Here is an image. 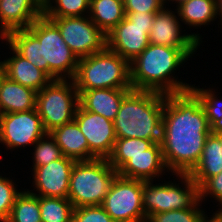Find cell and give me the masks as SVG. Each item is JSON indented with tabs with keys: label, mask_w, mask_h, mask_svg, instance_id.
Here are the masks:
<instances>
[{
	"label": "cell",
	"mask_w": 222,
	"mask_h": 222,
	"mask_svg": "<svg viewBox=\"0 0 222 222\" xmlns=\"http://www.w3.org/2000/svg\"><path fill=\"white\" fill-rule=\"evenodd\" d=\"M211 132L201 102L191 90L166 95L160 144L172 174H189L194 169Z\"/></svg>",
	"instance_id": "6da1fadb"
},
{
	"label": "cell",
	"mask_w": 222,
	"mask_h": 222,
	"mask_svg": "<svg viewBox=\"0 0 222 222\" xmlns=\"http://www.w3.org/2000/svg\"><path fill=\"white\" fill-rule=\"evenodd\" d=\"M197 50L198 48H174L149 44L130 62L132 89L166 95L190 90L192 87L190 83L181 78L178 80V75L175 77L174 75L187 60H190L189 58H193Z\"/></svg>",
	"instance_id": "7a4b0ae2"
},
{
	"label": "cell",
	"mask_w": 222,
	"mask_h": 222,
	"mask_svg": "<svg viewBox=\"0 0 222 222\" xmlns=\"http://www.w3.org/2000/svg\"><path fill=\"white\" fill-rule=\"evenodd\" d=\"M166 94L130 90L122 99L114 122L117 138L161 141L162 117Z\"/></svg>",
	"instance_id": "3957f363"
},
{
	"label": "cell",
	"mask_w": 222,
	"mask_h": 222,
	"mask_svg": "<svg viewBox=\"0 0 222 222\" xmlns=\"http://www.w3.org/2000/svg\"><path fill=\"white\" fill-rule=\"evenodd\" d=\"M73 80L79 94L99 88L132 89L130 62L106 47L80 58Z\"/></svg>",
	"instance_id": "277c9868"
},
{
	"label": "cell",
	"mask_w": 222,
	"mask_h": 222,
	"mask_svg": "<svg viewBox=\"0 0 222 222\" xmlns=\"http://www.w3.org/2000/svg\"><path fill=\"white\" fill-rule=\"evenodd\" d=\"M117 175L107 159L76 161L70 174L68 199L74 208L101 205Z\"/></svg>",
	"instance_id": "5b68a950"
},
{
	"label": "cell",
	"mask_w": 222,
	"mask_h": 222,
	"mask_svg": "<svg viewBox=\"0 0 222 222\" xmlns=\"http://www.w3.org/2000/svg\"><path fill=\"white\" fill-rule=\"evenodd\" d=\"M27 29L40 42L41 70L52 80H73L79 59L63 40L57 25L43 14Z\"/></svg>",
	"instance_id": "8992f818"
},
{
	"label": "cell",
	"mask_w": 222,
	"mask_h": 222,
	"mask_svg": "<svg viewBox=\"0 0 222 222\" xmlns=\"http://www.w3.org/2000/svg\"><path fill=\"white\" fill-rule=\"evenodd\" d=\"M170 175L176 176L179 183L175 180H164V183H155L154 180L143 181V209L147 219L155 213L203 207L199 186L189 174Z\"/></svg>",
	"instance_id": "52a82bcc"
},
{
	"label": "cell",
	"mask_w": 222,
	"mask_h": 222,
	"mask_svg": "<svg viewBox=\"0 0 222 222\" xmlns=\"http://www.w3.org/2000/svg\"><path fill=\"white\" fill-rule=\"evenodd\" d=\"M79 93L74 80H51L36 94V109L47 133L74 121Z\"/></svg>",
	"instance_id": "ba28073f"
},
{
	"label": "cell",
	"mask_w": 222,
	"mask_h": 222,
	"mask_svg": "<svg viewBox=\"0 0 222 222\" xmlns=\"http://www.w3.org/2000/svg\"><path fill=\"white\" fill-rule=\"evenodd\" d=\"M156 13H125L107 37V48L131 62L150 44L149 32Z\"/></svg>",
	"instance_id": "9c48e42d"
},
{
	"label": "cell",
	"mask_w": 222,
	"mask_h": 222,
	"mask_svg": "<svg viewBox=\"0 0 222 222\" xmlns=\"http://www.w3.org/2000/svg\"><path fill=\"white\" fill-rule=\"evenodd\" d=\"M101 206L114 222H146L143 180L117 175Z\"/></svg>",
	"instance_id": "30bf717a"
},
{
	"label": "cell",
	"mask_w": 222,
	"mask_h": 222,
	"mask_svg": "<svg viewBox=\"0 0 222 222\" xmlns=\"http://www.w3.org/2000/svg\"><path fill=\"white\" fill-rule=\"evenodd\" d=\"M60 30L63 40L78 59L103 51L106 34L87 16L49 18Z\"/></svg>",
	"instance_id": "8fae6325"
},
{
	"label": "cell",
	"mask_w": 222,
	"mask_h": 222,
	"mask_svg": "<svg viewBox=\"0 0 222 222\" xmlns=\"http://www.w3.org/2000/svg\"><path fill=\"white\" fill-rule=\"evenodd\" d=\"M46 133L36 108L1 116L0 143L10 151L33 146Z\"/></svg>",
	"instance_id": "7c38bea8"
},
{
	"label": "cell",
	"mask_w": 222,
	"mask_h": 222,
	"mask_svg": "<svg viewBox=\"0 0 222 222\" xmlns=\"http://www.w3.org/2000/svg\"><path fill=\"white\" fill-rule=\"evenodd\" d=\"M74 121L87 139L89 156L92 159H107L116 141L114 122L102 115L84 110L78 106Z\"/></svg>",
	"instance_id": "4fadbf2b"
},
{
	"label": "cell",
	"mask_w": 222,
	"mask_h": 222,
	"mask_svg": "<svg viewBox=\"0 0 222 222\" xmlns=\"http://www.w3.org/2000/svg\"><path fill=\"white\" fill-rule=\"evenodd\" d=\"M168 6V7H167ZM176 13V14H175ZM177 9L169 8V4L155 14L151 30L149 32V43L154 45L171 46L174 48H200L203 42L202 35L197 33H185L182 31ZM182 32H184L182 34Z\"/></svg>",
	"instance_id": "5bb4252c"
},
{
	"label": "cell",
	"mask_w": 222,
	"mask_h": 222,
	"mask_svg": "<svg viewBox=\"0 0 222 222\" xmlns=\"http://www.w3.org/2000/svg\"><path fill=\"white\" fill-rule=\"evenodd\" d=\"M75 162L63 156L49 164L35 167L31 173L34 189L29 192L36 196L68 198L70 174Z\"/></svg>",
	"instance_id": "9a60e30c"
},
{
	"label": "cell",
	"mask_w": 222,
	"mask_h": 222,
	"mask_svg": "<svg viewBox=\"0 0 222 222\" xmlns=\"http://www.w3.org/2000/svg\"><path fill=\"white\" fill-rule=\"evenodd\" d=\"M43 15L39 0H0V39L7 42V34L14 30L27 29Z\"/></svg>",
	"instance_id": "2e32d148"
},
{
	"label": "cell",
	"mask_w": 222,
	"mask_h": 222,
	"mask_svg": "<svg viewBox=\"0 0 222 222\" xmlns=\"http://www.w3.org/2000/svg\"><path fill=\"white\" fill-rule=\"evenodd\" d=\"M167 169L160 142L155 143L145 154L132 156V158L118 171V175L129 179L143 181L155 180L159 182ZM155 178V179H154Z\"/></svg>",
	"instance_id": "e0dca14e"
},
{
	"label": "cell",
	"mask_w": 222,
	"mask_h": 222,
	"mask_svg": "<svg viewBox=\"0 0 222 222\" xmlns=\"http://www.w3.org/2000/svg\"><path fill=\"white\" fill-rule=\"evenodd\" d=\"M11 52L9 57L2 61L3 74L10 80L31 88L38 92L45 87L52 79L41 69L30 63L27 59L19 55L7 42Z\"/></svg>",
	"instance_id": "ac0fdd59"
},
{
	"label": "cell",
	"mask_w": 222,
	"mask_h": 222,
	"mask_svg": "<svg viewBox=\"0 0 222 222\" xmlns=\"http://www.w3.org/2000/svg\"><path fill=\"white\" fill-rule=\"evenodd\" d=\"M132 89L99 88L85 90L79 94V105L114 121L120 109L123 97Z\"/></svg>",
	"instance_id": "d6986e66"
},
{
	"label": "cell",
	"mask_w": 222,
	"mask_h": 222,
	"mask_svg": "<svg viewBox=\"0 0 222 222\" xmlns=\"http://www.w3.org/2000/svg\"><path fill=\"white\" fill-rule=\"evenodd\" d=\"M37 92L0 76V111L2 114L29 111L36 108Z\"/></svg>",
	"instance_id": "ffe728a7"
},
{
	"label": "cell",
	"mask_w": 222,
	"mask_h": 222,
	"mask_svg": "<svg viewBox=\"0 0 222 222\" xmlns=\"http://www.w3.org/2000/svg\"><path fill=\"white\" fill-rule=\"evenodd\" d=\"M49 133L61 148L63 156L74 161L92 160L87 139L75 121L63 124Z\"/></svg>",
	"instance_id": "44dd1931"
},
{
	"label": "cell",
	"mask_w": 222,
	"mask_h": 222,
	"mask_svg": "<svg viewBox=\"0 0 222 222\" xmlns=\"http://www.w3.org/2000/svg\"><path fill=\"white\" fill-rule=\"evenodd\" d=\"M222 172L221 138L212 131L206 138L198 164L189 173L194 182L200 187L208 178Z\"/></svg>",
	"instance_id": "7402d4cb"
},
{
	"label": "cell",
	"mask_w": 222,
	"mask_h": 222,
	"mask_svg": "<svg viewBox=\"0 0 222 222\" xmlns=\"http://www.w3.org/2000/svg\"><path fill=\"white\" fill-rule=\"evenodd\" d=\"M176 9L181 22L189 28L207 27L218 18L216 0H187Z\"/></svg>",
	"instance_id": "603a6c76"
},
{
	"label": "cell",
	"mask_w": 222,
	"mask_h": 222,
	"mask_svg": "<svg viewBox=\"0 0 222 222\" xmlns=\"http://www.w3.org/2000/svg\"><path fill=\"white\" fill-rule=\"evenodd\" d=\"M89 17L107 34L125 17L123 0H90Z\"/></svg>",
	"instance_id": "cb8c5ba5"
},
{
	"label": "cell",
	"mask_w": 222,
	"mask_h": 222,
	"mask_svg": "<svg viewBox=\"0 0 222 222\" xmlns=\"http://www.w3.org/2000/svg\"><path fill=\"white\" fill-rule=\"evenodd\" d=\"M154 144L152 140L141 138H117L107 160L116 171H119L132 156L145 154V151Z\"/></svg>",
	"instance_id": "d4e9b609"
},
{
	"label": "cell",
	"mask_w": 222,
	"mask_h": 222,
	"mask_svg": "<svg viewBox=\"0 0 222 222\" xmlns=\"http://www.w3.org/2000/svg\"><path fill=\"white\" fill-rule=\"evenodd\" d=\"M7 43L19 55L41 69L40 42L28 29L11 31L7 34Z\"/></svg>",
	"instance_id": "484cf974"
},
{
	"label": "cell",
	"mask_w": 222,
	"mask_h": 222,
	"mask_svg": "<svg viewBox=\"0 0 222 222\" xmlns=\"http://www.w3.org/2000/svg\"><path fill=\"white\" fill-rule=\"evenodd\" d=\"M190 90L199 98L212 131L222 130V97L217 89L193 84Z\"/></svg>",
	"instance_id": "4316f807"
},
{
	"label": "cell",
	"mask_w": 222,
	"mask_h": 222,
	"mask_svg": "<svg viewBox=\"0 0 222 222\" xmlns=\"http://www.w3.org/2000/svg\"><path fill=\"white\" fill-rule=\"evenodd\" d=\"M6 222H41L39 196L24 189L16 197Z\"/></svg>",
	"instance_id": "83f0119b"
},
{
	"label": "cell",
	"mask_w": 222,
	"mask_h": 222,
	"mask_svg": "<svg viewBox=\"0 0 222 222\" xmlns=\"http://www.w3.org/2000/svg\"><path fill=\"white\" fill-rule=\"evenodd\" d=\"M41 222H72L74 207L68 198L39 196Z\"/></svg>",
	"instance_id": "f1b7e54d"
},
{
	"label": "cell",
	"mask_w": 222,
	"mask_h": 222,
	"mask_svg": "<svg viewBox=\"0 0 222 222\" xmlns=\"http://www.w3.org/2000/svg\"><path fill=\"white\" fill-rule=\"evenodd\" d=\"M89 12L90 0H47L43 4V14L47 18L87 16Z\"/></svg>",
	"instance_id": "f546056e"
},
{
	"label": "cell",
	"mask_w": 222,
	"mask_h": 222,
	"mask_svg": "<svg viewBox=\"0 0 222 222\" xmlns=\"http://www.w3.org/2000/svg\"><path fill=\"white\" fill-rule=\"evenodd\" d=\"M33 149V152H31L33 160L31 169L49 164L63 157L61 148L56 144L50 133H46L41 137L34 144Z\"/></svg>",
	"instance_id": "4dcf8cb0"
},
{
	"label": "cell",
	"mask_w": 222,
	"mask_h": 222,
	"mask_svg": "<svg viewBox=\"0 0 222 222\" xmlns=\"http://www.w3.org/2000/svg\"><path fill=\"white\" fill-rule=\"evenodd\" d=\"M203 208L171 210L151 215L146 222H202L207 216Z\"/></svg>",
	"instance_id": "1f68e13d"
},
{
	"label": "cell",
	"mask_w": 222,
	"mask_h": 222,
	"mask_svg": "<svg viewBox=\"0 0 222 222\" xmlns=\"http://www.w3.org/2000/svg\"><path fill=\"white\" fill-rule=\"evenodd\" d=\"M5 176L0 174V222L8 220L16 197L22 192L12 178Z\"/></svg>",
	"instance_id": "d6a6232c"
},
{
	"label": "cell",
	"mask_w": 222,
	"mask_h": 222,
	"mask_svg": "<svg viewBox=\"0 0 222 222\" xmlns=\"http://www.w3.org/2000/svg\"><path fill=\"white\" fill-rule=\"evenodd\" d=\"M72 222H114L101 205L74 208Z\"/></svg>",
	"instance_id": "836d02e7"
},
{
	"label": "cell",
	"mask_w": 222,
	"mask_h": 222,
	"mask_svg": "<svg viewBox=\"0 0 222 222\" xmlns=\"http://www.w3.org/2000/svg\"><path fill=\"white\" fill-rule=\"evenodd\" d=\"M200 201L206 202V200H209V198H214L216 200L220 208L216 210V212H222V172H220L218 175L208 178L200 187ZM206 197V198H205Z\"/></svg>",
	"instance_id": "e575fe53"
},
{
	"label": "cell",
	"mask_w": 222,
	"mask_h": 222,
	"mask_svg": "<svg viewBox=\"0 0 222 222\" xmlns=\"http://www.w3.org/2000/svg\"><path fill=\"white\" fill-rule=\"evenodd\" d=\"M125 13H157L166 5L162 0H123Z\"/></svg>",
	"instance_id": "d590c367"
},
{
	"label": "cell",
	"mask_w": 222,
	"mask_h": 222,
	"mask_svg": "<svg viewBox=\"0 0 222 222\" xmlns=\"http://www.w3.org/2000/svg\"><path fill=\"white\" fill-rule=\"evenodd\" d=\"M207 215L202 222H222V213L221 212H214L212 213V215Z\"/></svg>",
	"instance_id": "8d00e7d4"
},
{
	"label": "cell",
	"mask_w": 222,
	"mask_h": 222,
	"mask_svg": "<svg viewBox=\"0 0 222 222\" xmlns=\"http://www.w3.org/2000/svg\"><path fill=\"white\" fill-rule=\"evenodd\" d=\"M216 5H217V12H218V19H220V22H221V23L219 22L218 27L219 25H221L220 28H222V0H216Z\"/></svg>",
	"instance_id": "74e56055"
},
{
	"label": "cell",
	"mask_w": 222,
	"mask_h": 222,
	"mask_svg": "<svg viewBox=\"0 0 222 222\" xmlns=\"http://www.w3.org/2000/svg\"><path fill=\"white\" fill-rule=\"evenodd\" d=\"M184 1H187V0H171L169 3L172 4V8H173V3L176 4V6L174 7L176 8L179 4H181Z\"/></svg>",
	"instance_id": "f35d334b"
},
{
	"label": "cell",
	"mask_w": 222,
	"mask_h": 222,
	"mask_svg": "<svg viewBox=\"0 0 222 222\" xmlns=\"http://www.w3.org/2000/svg\"><path fill=\"white\" fill-rule=\"evenodd\" d=\"M214 132L221 138V144H222V130H216Z\"/></svg>",
	"instance_id": "ab89813d"
},
{
	"label": "cell",
	"mask_w": 222,
	"mask_h": 222,
	"mask_svg": "<svg viewBox=\"0 0 222 222\" xmlns=\"http://www.w3.org/2000/svg\"><path fill=\"white\" fill-rule=\"evenodd\" d=\"M3 73V68H2V64H0V76L2 75Z\"/></svg>",
	"instance_id": "60d3db41"
},
{
	"label": "cell",
	"mask_w": 222,
	"mask_h": 222,
	"mask_svg": "<svg viewBox=\"0 0 222 222\" xmlns=\"http://www.w3.org/2000/svg\"><path fill=\"white\" fill-rule=\"evenodd\" d=\"M167 5L171 0H162Z\"/></svg>",
	"instance_id": "b9f144b4"
},
{
	"label": "cell",
	"mask_w": 222,
	"mask_h": 222,
	"mask_svg": "<svg viewBox=\"0 0 222 222\" xmlns=\"http://www.w3.org/2000/svg\"><path fill=\"white\" fill-rule=\"evenodd\" d=\"M42 4H45L47 0H39Z\"/></svg>",
	"instance_id": "7bdbcfd3"
}]
</instances>
